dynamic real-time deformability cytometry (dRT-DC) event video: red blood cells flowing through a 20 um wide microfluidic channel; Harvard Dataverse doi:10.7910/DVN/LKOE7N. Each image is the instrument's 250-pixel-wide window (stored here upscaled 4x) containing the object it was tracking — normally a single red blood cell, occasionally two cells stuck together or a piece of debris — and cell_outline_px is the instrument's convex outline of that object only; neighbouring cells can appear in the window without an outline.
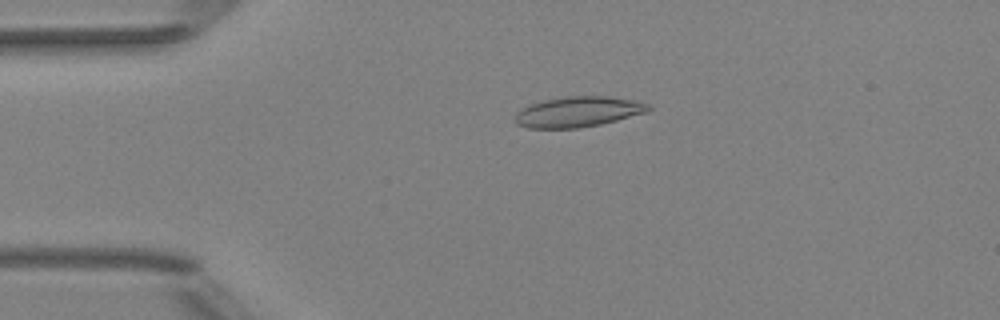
{"species": "Egyptian fruit bat (a non-hibernating species)", "species_latin": "Rousettus aegyptiacus", "temperature_condition": "room temperature", "stored_images_in_passage": 41, "camera_frame_rate_fps": 3000, "um_per_image_px": 0.085, "animal": {"sex": "female"}, "frame": {"image": 1, "passage_image": 1, "time_ms": 0.0, "image_size_px": [1000, 320], "cell_outline_px": [[652, 108], [644, 112], [616, 120], [600, 124], [580, 128], [528, 128], [516, 124], [516, 112], [532, 104], [544, 100], [568, 96], [608, 96], [636, 100], [652, 104]], "centroid_in_image_um": [49.17, 9.5], "position_along_channel_um": 35.8, "area_um2": 23.47}}
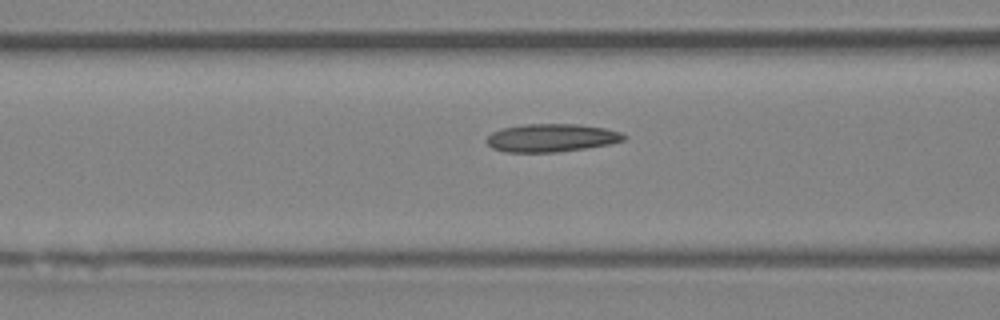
{"frame": {"image": 2, "passage_image": 10, "time_ms": 3.0, "image_size_px": [1000, 320], "cell_outline_px": [[628, 136], [624, 140], [608, 144], [560, 152], [504, 152], [492, 148], [484, 140], [492, 132], [504, 128], [524, 124], [576, 124], [604, 128], [620, 132]], "centroid_in_image_um": [46.84, 11.72], "position_along_channel_um": 119.8, "area_um2": 22.37}}
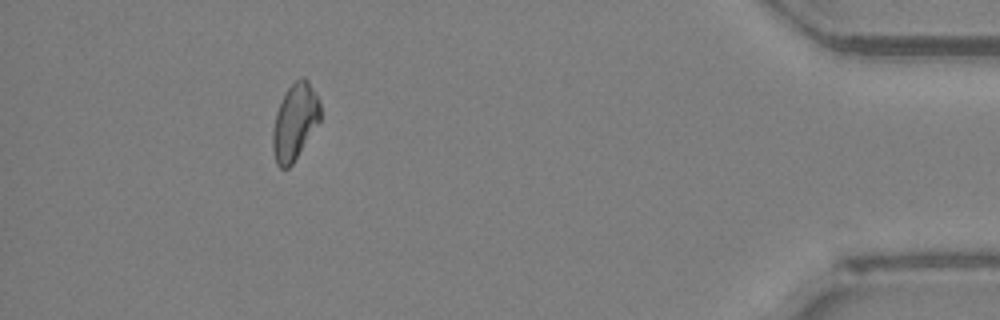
{"frame": {"image": 3, "passage_image": 36, "time_ms": 11.667, "image_size_px": [1000, 320], "cell_outline_px": [[320, 120], [292, 164], [288, 168], [280, 168], [276, 164], [272, 148], [272, 128], [276, 112], [284, 92], [296, 80], [304, 76], [308, 80], [316, 92], [320, 100]], "centroid_in_image_um": [25.05, 10.33], "position_along_channel_um": 410.2, "area_um2": 21.21}, "authors_computed_cell_mechanics": {"area_um2": 21.2704, "velocity_mm_per_s": 4.0342, "shape_relaxation_time_tau1_ms": null, "shape_relaxation_time_tau2_ms": 10.6373, "deformation_change_tau1": null, "deformation_change_tau2": 0.2336}}